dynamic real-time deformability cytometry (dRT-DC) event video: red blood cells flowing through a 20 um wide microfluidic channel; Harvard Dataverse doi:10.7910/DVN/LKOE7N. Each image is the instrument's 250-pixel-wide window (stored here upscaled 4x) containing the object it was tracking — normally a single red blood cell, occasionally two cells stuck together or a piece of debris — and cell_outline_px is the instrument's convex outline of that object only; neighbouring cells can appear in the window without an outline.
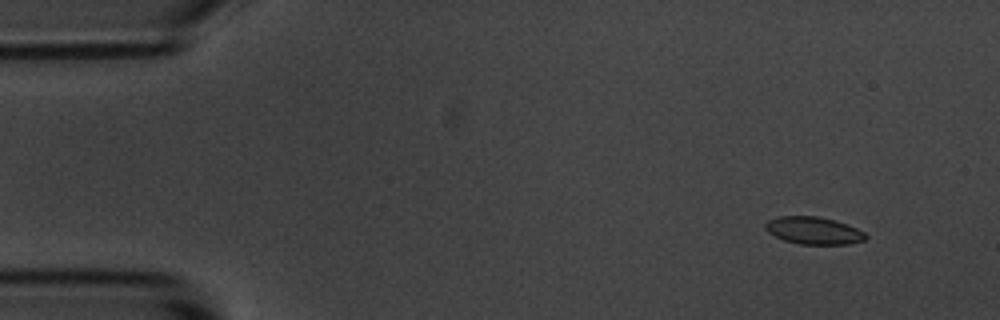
{"species": "common noctule bat (a hibernating species)", "species_latin": "Nyctalus noctula", "temperature_condition": "room temperature", "stored_images_in_passage": 52, "camera_frame_rate_fps": 3000, "um_per_image_px": 0.085, "animal": {"sex": "male", "body_mass_g": 20.1, "forearm_length_mm": 53.5}, "frame": {"image": 1, "passage_image": 1, "time_ms": 0.0, "image_size_px": [1000, 320], "cell_outline_px": [[868, 236], [864, 240], [848, 244], [800, 244], [784, 240], [768, 232], [764, 228], [764, 224], [768, 220], [780, 216], [816, 216], [832, 220], [856, 228], [864, 232]], "centroid_in_image_um": [69.13, 19.6], "position_along_channel_um": 15.9, "area_um2": 15.78}}
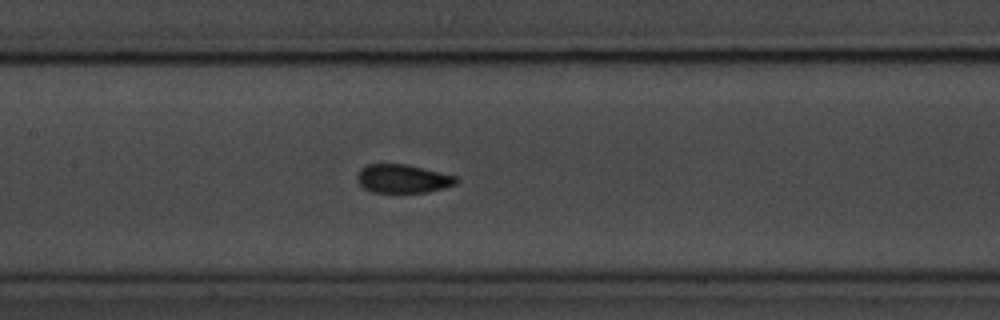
{"frame": {"image": 2, "passage_image": 22, "time_ms": 7.0, "image_size_px": [1000, 320], "cell_outline_px": [[460, 180], [456, 184], [444, 188], [428, 192], [372, 192], [364, 188], [356, 180], [356, 176], [360, 168], [368, 164], [408, 164], [460, 176]], "centroid_in_image_um": [34.29, 15.18], "position_along_channel_um": 173.1, "area_um2": 16.82}}
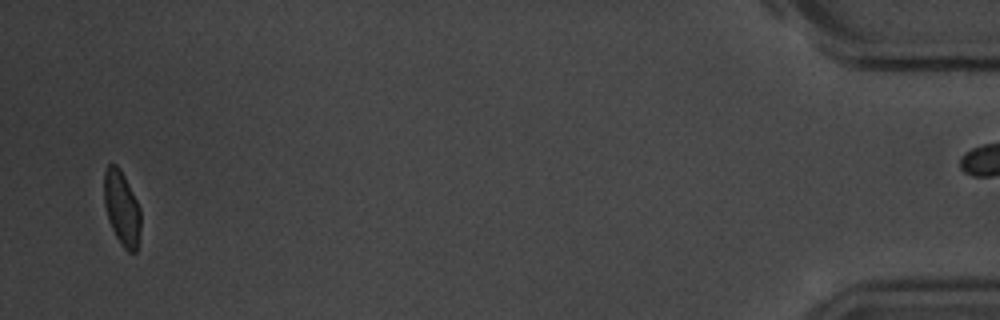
{"frame": {"image": 3, "passage_image": 50, "time_ms": 16.333, "image_size_px": [1000, 320], "cell_outline_px": [[140, 232], [136, 252], [128, 252], [124, 248], [116, 236], [108, 220], [104, 204], [104, 172], [108, 164], [116, 164], [120, 168], [140, 208]], "centroid_in_image_um": [10.34, 17.69], "position_along_channel_um": 424.9, "area_um2": 15.78}, "authors_computed_cell_mechanics": {"area_um2": 16.4152, "velocity_mm_per_s": 3.6266, "shape_relaxation_time_tau1_ms": 2.8472, "shape_relaxation_time_tau2_ms": 0.9747, "deformation_change_tau1": 0.1104, "deformation_change_tau2": 0.0456}}